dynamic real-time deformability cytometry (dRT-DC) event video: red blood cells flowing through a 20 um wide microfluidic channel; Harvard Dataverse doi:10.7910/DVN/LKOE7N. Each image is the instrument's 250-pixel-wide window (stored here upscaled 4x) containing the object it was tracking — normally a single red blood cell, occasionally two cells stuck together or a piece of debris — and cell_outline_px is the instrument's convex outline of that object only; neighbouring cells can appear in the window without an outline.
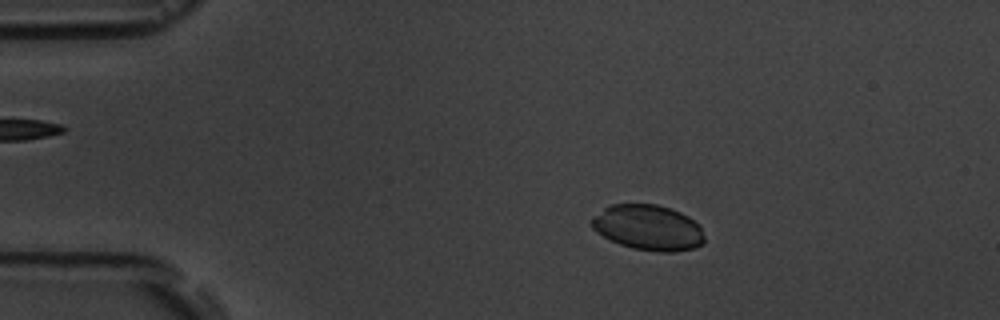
{"species": "common noctule bat (a hibernating species)", "species_latin": "Nyctalus noctula", "temperature_condition": "room temperature", "stored_images_in_passage": 5, "camera_frame_rate_fps": 3000, "um_per_image_px": 0.085, "animal": {"sex": "male", "body_mass_g": 19.5, "forearm_length_mm": 54.6}, "frame": {"image": 1, "passage_image": 2, "time_ms": 1.333, "image_size_px": [1000, 320], "cell_outline_px": [[704, 244], [696, 248], [672, 252], [656, 252], [632, 248], [620, 244], [596, 232], [592, 228], [592, 216], [604, 208], [612, 204], [656, 204], [672, 208], [688, 216], [700, 224], [704, 236]], "centroid_in_image_um": [55.13, 19.34], "position_along_channel_um": 29.9, "area_um2": 30.11}}